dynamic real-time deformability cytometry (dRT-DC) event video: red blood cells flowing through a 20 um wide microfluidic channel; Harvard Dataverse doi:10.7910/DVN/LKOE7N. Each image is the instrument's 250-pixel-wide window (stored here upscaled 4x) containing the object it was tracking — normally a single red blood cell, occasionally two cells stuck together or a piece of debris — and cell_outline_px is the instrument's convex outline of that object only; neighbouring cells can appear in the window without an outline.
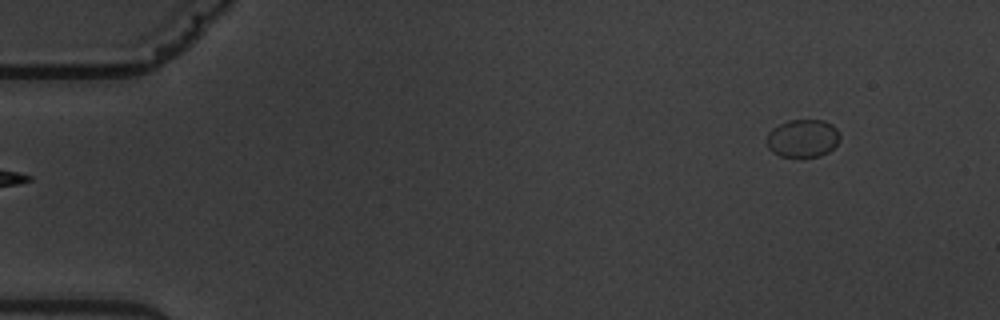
{"species": "common noctule bat (a hibernating species)", "species_latin": "Nyctalus noctula", "temperature_condition": "warm", "stored_images_in_passage": 4, "camera_frame_rate_fps": 3000, "um_per_image_px": 0.085, "animal": {"sex": "male", "body_mass_g": 19.5, "forearm_length_mm": 54.6}, "frame": {"image": 1, "passage_image": 1, "time_ms": 0.0, "image_size_px": [1000, 320], "cell_outline_px": [[840, 140], [828, 152], [820, 156], [800, 160], [780, 156], [772, 152], [768, 148], [764, 140], [768, 132], [772, 128], [788, 120], [824, 120], [832, 124], [840, 132]], "centroid_in_image_um": [68.2, 11.8], "position_along_channel_um": 16.8, "area_um2": 16.94}}
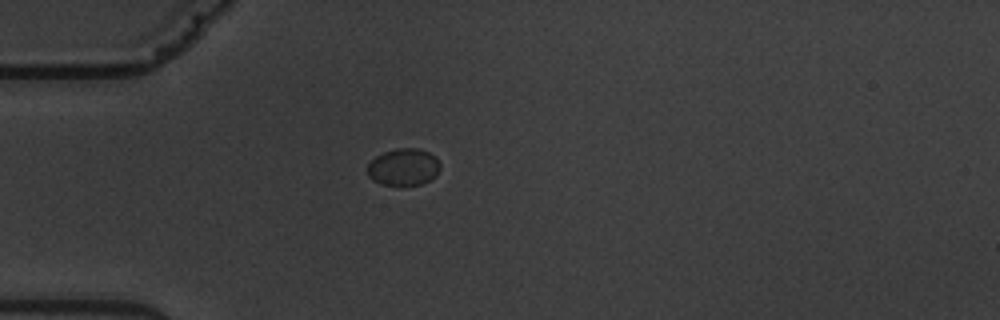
{"frame": {"image": 2, "passage_image": 4, "time_ms": 3.667, "image_size_px": [1000, 320], "cell_outline_px": [[440, 168], [436, 176], [420, 184], [404, 188], [400, 188], [380, 184], [372, 180], [368, 176], [368, 164], [376, 156], [384, 152], [396, 148], [420, 148], [436, 156], [440, 164]], "centroid_in_image_um": [34.3, 14.24], "position_along_channel_um": 50.7, "area_um2": 16.24}}